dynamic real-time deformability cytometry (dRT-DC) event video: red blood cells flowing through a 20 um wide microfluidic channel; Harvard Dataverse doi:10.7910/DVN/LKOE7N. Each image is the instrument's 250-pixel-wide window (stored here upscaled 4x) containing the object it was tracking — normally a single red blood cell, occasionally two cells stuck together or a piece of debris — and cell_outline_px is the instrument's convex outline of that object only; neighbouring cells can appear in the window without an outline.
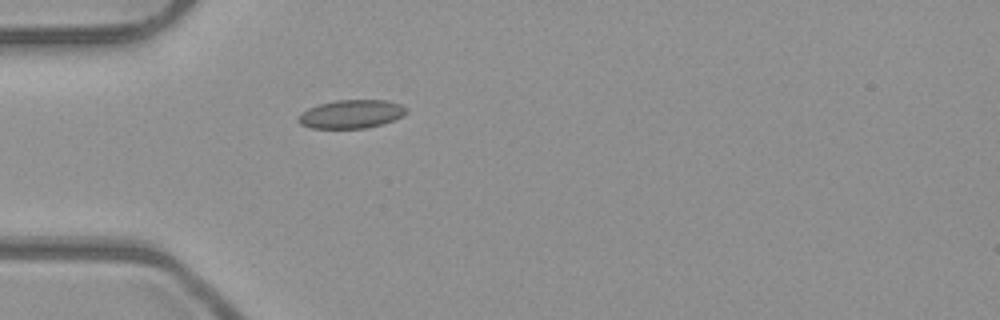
{"species": "common noctule bat (a hibernating species)", "species_latin": "Nyctalus noctula", "temperature_condition": "room temperature", "stored_images_in_passage": 1, "camera_frame_rate_fps": 3000, "um_per_image_px": 0.085, "animal": {"sex": "male", "body_mass_g": 23.1, "forearm_length_mm": 52.7}, "frame": {"image": 1, "passage_image": 1, "time_ms": 0.0, "image_size_px": [1000, 320], "cell_outline_px": [[408, 112], [404, 116], [368, 128], [312, 128], [300, 124], [296, 120], [300, 112], [308, 108], [320, 104], [336, 100], [384, 100], [400, 104], [408, 108]], "centroid_in_image_um": [29.85, 9.69], "position_along_channel_um": 55.2, "area_um2": 17.98}}